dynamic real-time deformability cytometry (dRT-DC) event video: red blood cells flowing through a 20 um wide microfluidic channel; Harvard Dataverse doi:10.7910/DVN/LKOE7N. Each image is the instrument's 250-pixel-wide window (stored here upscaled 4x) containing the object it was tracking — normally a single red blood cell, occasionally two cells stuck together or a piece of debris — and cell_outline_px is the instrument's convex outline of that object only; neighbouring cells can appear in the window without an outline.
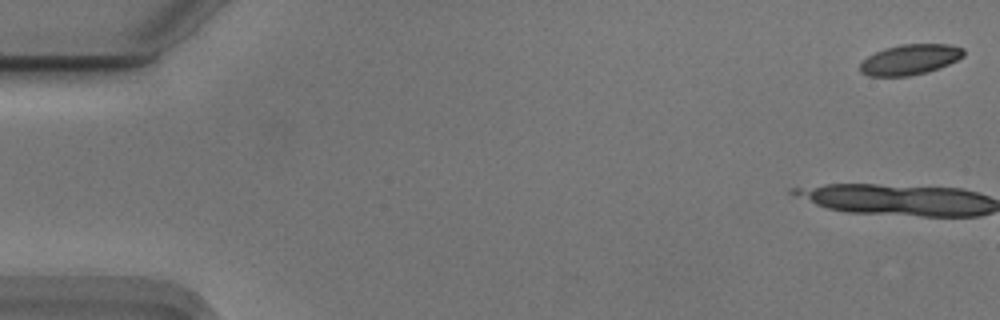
{"species": "Egyptian fruit bat (a non-hibernating species)", "species_latin": "Rousettus aegyptiacus", "temperature_condition": "cold", "stored_images_in_passage": 5, "camera_frame_rate_fps": 3000, "um_per_image_px": 0.085, "animal": {"sex": "male"}, "frame": {"image": 1, "passage_image": 1, "time_ms": 0.0, "image_size_px": [1000, 320], "cell_outline_px": [[964, 56], [948, 64], [928, 72], [908, 76], [868, 76], [860, 72], [860, 64], [868, 56], [884, 48], [900, 44], [948, 44], [964, 48]], "centroid_in_image_um": [77.34, 5.06], "position_along_channel_um": 7.7, "area_um2": 18.32}}